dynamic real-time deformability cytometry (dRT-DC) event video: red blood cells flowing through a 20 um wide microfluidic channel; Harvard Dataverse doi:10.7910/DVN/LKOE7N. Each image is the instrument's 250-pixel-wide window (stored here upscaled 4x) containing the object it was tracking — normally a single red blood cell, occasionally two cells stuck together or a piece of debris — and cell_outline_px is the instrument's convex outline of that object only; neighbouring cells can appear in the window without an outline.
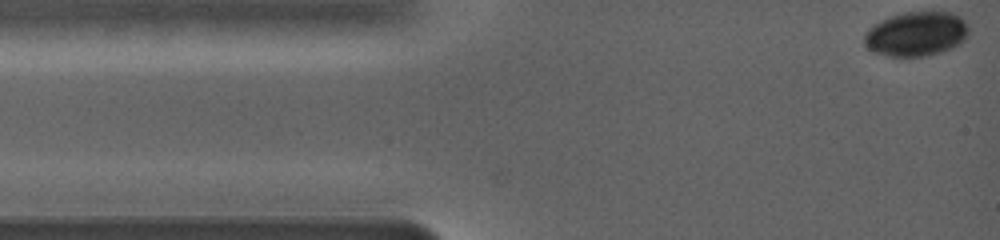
{"species": "common noctule bat (a hibernating species)", "species_latin": "Nyctalus noctula", "temperature_condition": "warm", "stored_images_in_passage": 62, "camera_frame_rate_fps": 5000, "um_per_image_px": 0.085, "animal": {"sex": "female", "body_mass_g": 19.0, "forearm_length_mm": 56.7}, "frame": {"image": 1, "passage_image": 1, "time_ms": 0.0, "image_size_px": [1000, 240], "cell_outline_px": [[968, 36], [960, 44], [952, 48], [928, 56], [888, 56], [872, 52], [864, 44], [864, 32], [868, 28], [880, 20], [888, 16], [904, 12], [952, 12], [960, 16], [968, 24]], "centroid_in_image_um": [77.87, 2.88], "position_along_channel_um": 7.1, "area_um2": 27.46}}
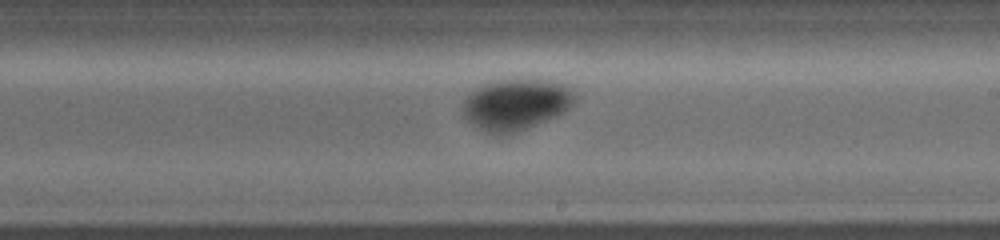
{"frame": {"image": 2, "passage_image": 41, "time_ms": 8.4, "image_size_px": [1000, 240], "cell_outline_px": [[572, 96], [568, 104], [560, 112], [524, 128], [512, 132], [484, 132], [476, 128], [468, 116], [464, 108], [464, 104], [468, 96], [472, 92], [488, 84], [504, 80], [548, 80], [564, 84], [568, 88]], "centroid_in_image_um": [43.8, 8.85], "position_along_channel_um": 245.2, "area_um2": 30.81}}
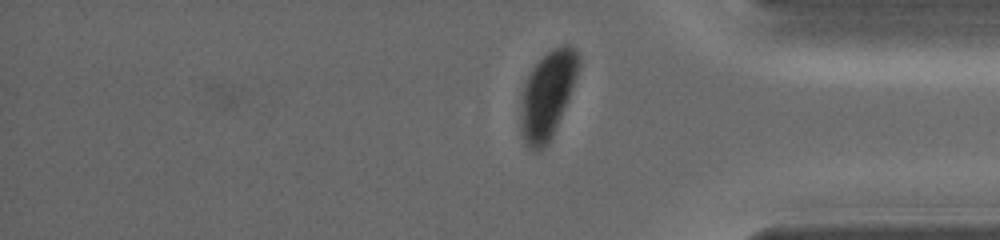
{"frame": {"image": 3, "passage_image": 62, "time_ms": 12.6, "image_size_px": [1000, 240], "cell_outline_px": [[580, 64], [568, 96], [552, 136], [548, 144], [540, 152], [532, 152], [524, 144], [520, 132], [520, 120], [524, 84], [532, 68], [552, 48], [564, 44], [568, 44], [576, 48], [580, 56]], "centroid_in_image_um": [46.51, 8.1], "position_along_channel_um": 388.7, "area_um2": 29.13}}